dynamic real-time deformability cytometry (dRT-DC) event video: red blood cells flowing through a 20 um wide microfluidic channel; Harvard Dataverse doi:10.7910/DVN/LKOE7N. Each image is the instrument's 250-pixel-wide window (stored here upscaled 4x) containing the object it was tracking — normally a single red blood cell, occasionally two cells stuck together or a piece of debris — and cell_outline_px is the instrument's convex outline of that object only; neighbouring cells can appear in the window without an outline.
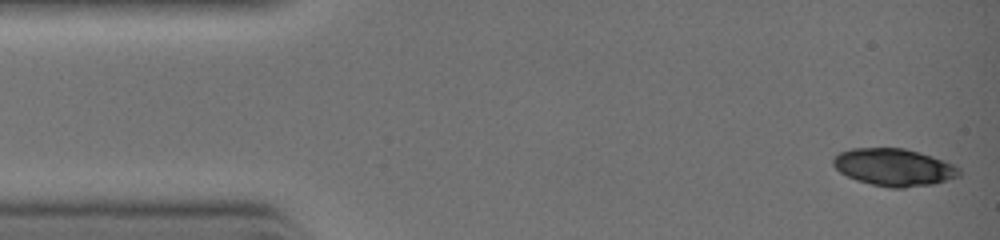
{"species": "common noctule bat (a hibernating species)", "species_latin": "Nyctalus noctula", "temperature_condition": "warm", "stored_images_in_passage": 13, "camera_frame_rate_fps": 3000, "um_per_image_px": 0.085, "animal": {"sex": "female", "body_mass_g": 19.0, "forearm_length_mm": 51.5}, "frame": {"image": 1, "passage_image": 1, "time_ms": 0.0, "image_size_px": [1000, 240], "cell_outline_px": [[960, 176], [932, 184], [904, 188], [892, 188], [872, 184], [856, 180], [840, 172], [832, 164], [832, 160], [840, 152], [852, 148], [904, 148], [920, 152], [944, 160], [960, 168]], "centroid_in_image_um": [75.99, 14.21], "position_along_channel_um": 9.0, "area_um2": 27.34}}
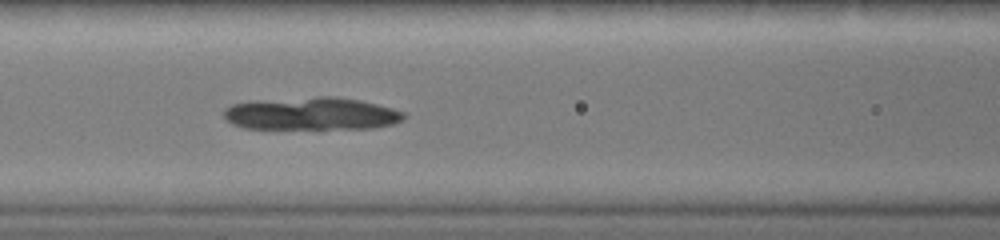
{"frame": {"image": 2, "passage_image": 13, "time_ms": 4.0, "image_size_px": [1000, 240], "cell_outline_px": [[408, 116], [404, 120], [392, 124], [372, 128], [320, 132], [244, 128], [232, 124], [224, 116], [224, 108], [232, 104], [324, 96], [328, 96], [360, 100], [392, 108], [404, 112]], "centroid_in_image_um": [26.56, 9.75], "position_along_channel_um": 140.0, "area_um2": 35.37}}